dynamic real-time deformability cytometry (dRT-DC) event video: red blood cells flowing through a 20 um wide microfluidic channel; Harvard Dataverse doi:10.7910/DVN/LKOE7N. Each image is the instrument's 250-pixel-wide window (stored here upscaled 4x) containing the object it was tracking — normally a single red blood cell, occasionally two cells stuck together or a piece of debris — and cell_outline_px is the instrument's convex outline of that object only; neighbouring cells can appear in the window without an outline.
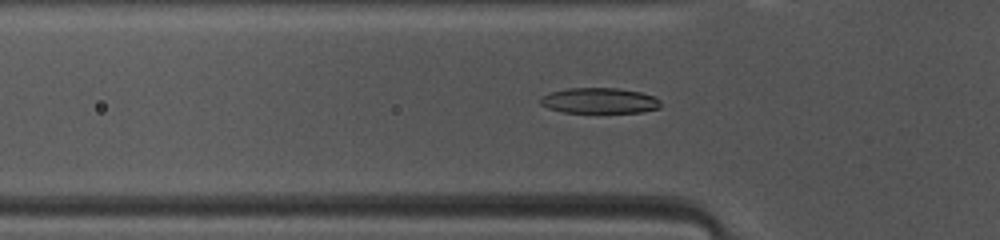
{"species": "common noctule bat (a hibernating species)", "species_latin": "Nyctalus noctula", "temperature_condition": "warm", "stored_images_in_passage": 41, "camera_frame_rate_fps": 3000, "um_per_image_px": 0.085, "animal": {"sex": "female", "body_mass_g": 10.0, "forearm_length_mm": 53.1}, "frame": {"image": 1, "passage_image": 8, "time_ms": 2.333, "image_size_px": [1000, 240], "cell_outline_px": [[660, 108], [640, 112], [564, 112], [548, 108], [540, 104], [540, 100], [548, 92], [568, 88], [616, 88], [640, 92], [656, 96], [660, 100]], "centroid_in_image_um": [50.96, 8.55], "position_along_channel_um": 74.8, "area_um2": 17.86}}
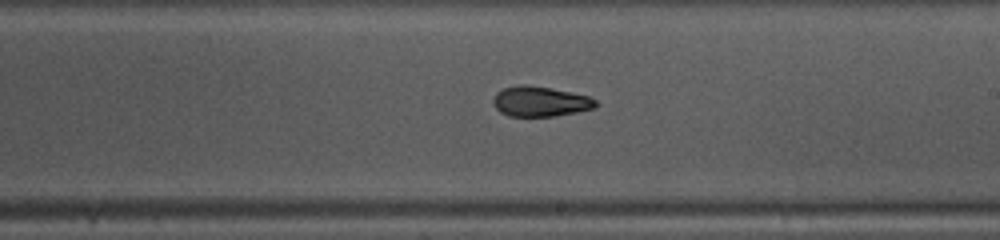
{"frame": {"image": 2, "passage_image": 20, "time_ms": 6.333, "image_size_px": [1000, 240], "cell_outline_px": [[600, 104], [596, 108], [556, 116], [508, 116], [500, 112], [496, 108], [492, 100], [496, 92], [504, 88], [520, 84], [528, 84], [552, 88], [572, 92], [588, 96], [596, 100]], "centroid_in_image_um": [45.94, 8.62], "position_along_channel_um": 243.1, "area_um2": 18.26}}
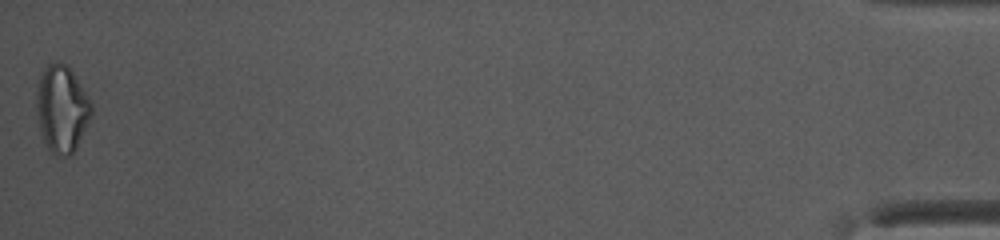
{"frame": {"image": 3, "passage_image": 41, "time_ms": 13.333, "image_size_px": [1000, 240], "cell_outline_px": [[92, 116], [76, 148], [68, 156], [56, 156], [48, 148], [40, 132], [36, 116], [36, 88], [40, 76], [44, 68], [48, 64], [68, 64], [92, 104]], "centroid_in_image_um": [5.24, 9.27], "position_along_channel_um": 430.0, "area_um2": 27.86}, "authors_computed_cell_mechanics": {"area_um2": 18.4382, "velocity_mm_per_s": 4.1707, "shape_relaxation_time_tau1_ms": 9.2035, "shape_relaxation_time_tau2_ms": 3.207, "deformation_change_tau1": 0.2632, "deformation_change_tau2": 0.0746}}